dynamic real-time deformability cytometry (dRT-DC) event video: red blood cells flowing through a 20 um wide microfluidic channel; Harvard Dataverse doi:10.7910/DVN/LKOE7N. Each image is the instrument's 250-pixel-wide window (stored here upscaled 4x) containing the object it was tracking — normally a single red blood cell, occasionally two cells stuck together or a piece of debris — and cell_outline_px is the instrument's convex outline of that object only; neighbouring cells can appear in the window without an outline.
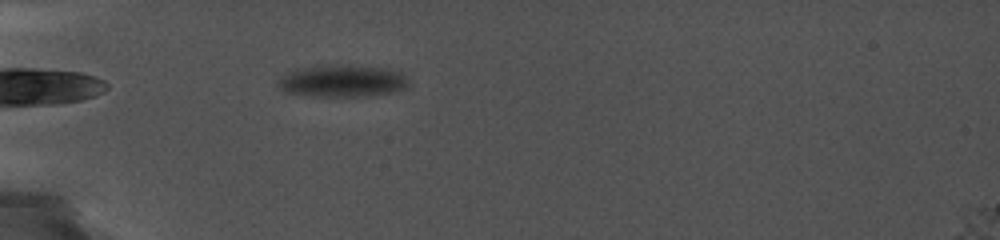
{"species": "common noctule bat (a hibernating species)", "species_latin": "Nyctalus noctula", "temperature_condition": "cold", "stored_images_in_passage": 23, "camera_frame_rate_fps": 5000, "um_per_image_px": 0.085, "animal": {"sex": "female", "body_mass_g": 19.0, "forearm_length_mm": 56.7}, "frame": {"image": 1, "passage_image": 1, "time_ms": 0.0, "image_size_px": [1000, 240], "cell_outline_px": [[412, 84], [408, 88], [392, 92], [368, 96], [312, 96], [284, 92], [276, 84], [280, 76], [288, 72], [300, 68], [328, 64], [352, 64], [388, 68], [400, 72]], "centroid_in_image_um": [29.12, 6.86], "position_along_channel_um": 55.9, "area_um2": 25.03}}